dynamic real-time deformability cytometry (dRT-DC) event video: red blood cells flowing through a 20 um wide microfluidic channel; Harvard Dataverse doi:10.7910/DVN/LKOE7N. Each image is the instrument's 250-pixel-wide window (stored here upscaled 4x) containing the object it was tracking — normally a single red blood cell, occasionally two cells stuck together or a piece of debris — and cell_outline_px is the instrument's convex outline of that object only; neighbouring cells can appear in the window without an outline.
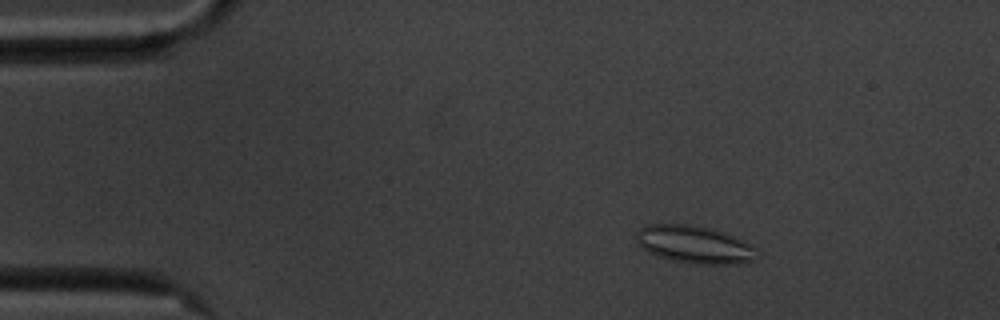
{"species": "common noctule bat (a hibernating species)", "species_latin": "Nyctalus noctula", "temperature_condition": "cold", "stored_images_in_passage": 57, "segment_of_instrument_passage": [1, 2], "camera_frame_rate_fps": 3000, "um_per_image_px": 0.085, "animal": {"sex": "male", "body_mass_g": 20.1, "forearm_length_mm": 53.5}, "frame": {"image": 1, "passage_image": 8, "time_ms": 2.333, "image_size_px": [1000, 320], "cell_outline_px": [[760, 256], [744, 264], [692, 264], [672, 260], [648, 252], [636, 240], [636, 236], [640, 228], [644, 224], [692, 224], [712, 228], [744, 240], [756, 248]], "centroid_in_image_um": [59.08, 20.78], "position_along_channel_um": 25.9, "area_um2": 26.7}}
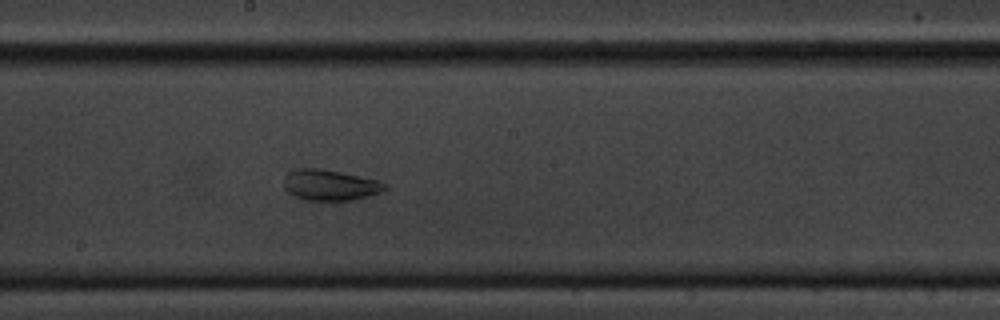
{"frame": {"image": 2, "passage_image": 30, "time_ms": 9.667, "image_size_px": [1000, 320], "cell_outline_px": [[388, 188], [380, 192], [368, 196], [352, 200], [304, 200], [288, 192], [284, 188], [284, 176], [288, 172], [296, 168], [324, 168], [376, 180], [388, 184]], "centroid_in_image_um": [28.03, 15.72], "position_along_channel_um": 220.2, "area_um2": 18.21}}
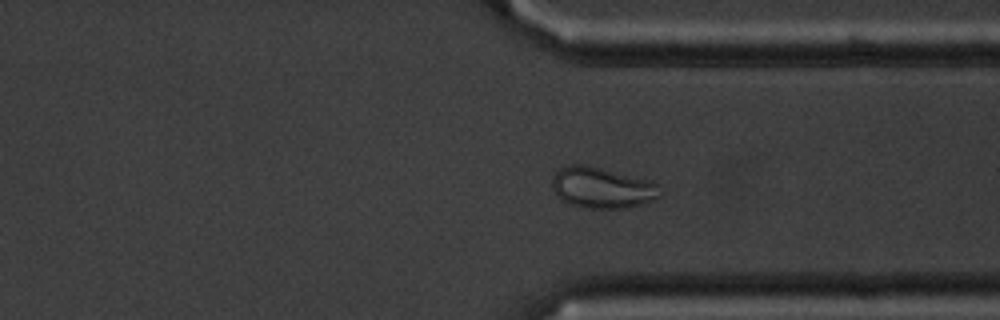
{"frame": {"image": 3, "passage_image": 42, "time_ms": 13.667, "image_size_px": [1000, 320], "cell_outline_px": [[664, 192], [660, 196], [644, 204], [628, 208], [584, 208], [568, 204], [560, 200], [556, 196], [552, 188], [552, 176], [560, 168], [568, 164], [584, 164], [652, 180]], "centroid_in_image_um": [51.17, 15.96], "position_along_channel_um": 360.2, "area_um2": 26.3}}